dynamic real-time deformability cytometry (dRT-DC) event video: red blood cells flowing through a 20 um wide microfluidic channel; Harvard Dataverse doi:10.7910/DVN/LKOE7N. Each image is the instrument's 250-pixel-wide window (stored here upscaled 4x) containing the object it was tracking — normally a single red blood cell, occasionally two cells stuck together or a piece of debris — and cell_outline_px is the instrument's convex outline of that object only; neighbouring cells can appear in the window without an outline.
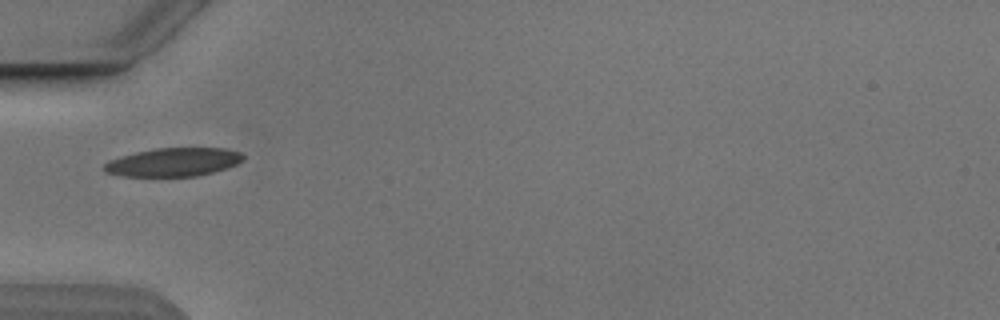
{"species": "Egyptian fruit bat (a non-hibernating species)", "species_latin": "Rousettus aegyptiacus", "temperature_condition": "cold", "stored_images_in_passage": 1, "camera_frame_rate_fps": 3000, "um_per_image_px": 0.085, "animal": {"sex": "male"}, "frame": {"image": 1, "passage_image": 1, "time_ms": 0.0, "image_size_px": [1000, 320], "cell_outline_px": [[244, 160], [228, 168], [196, 176], [124, 176], [104, 172], [100, 168], [108, 160], [120, 156], [136, 152], [156, 148], [228, 148], [240, 152], [244, 156]], "centroid_in_image_um": [14.72, 13.78], "position_along_channel_um": 70.3, "area_um2": 23.24}}